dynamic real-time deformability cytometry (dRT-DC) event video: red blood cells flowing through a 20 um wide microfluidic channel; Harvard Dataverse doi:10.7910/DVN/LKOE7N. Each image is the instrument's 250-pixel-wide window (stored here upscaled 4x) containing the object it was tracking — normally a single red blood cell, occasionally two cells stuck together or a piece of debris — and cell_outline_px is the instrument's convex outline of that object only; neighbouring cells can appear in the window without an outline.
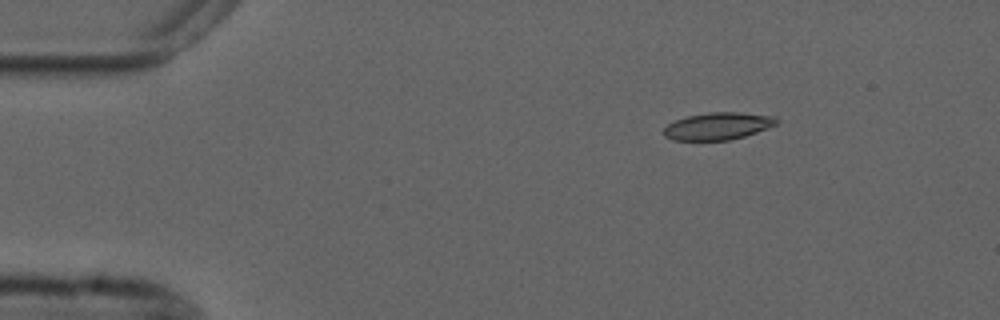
{"species": "common noctule bat (a hibernating species)", "species_latin": "Nyctalus noctula", "temperature_condition": "cold", "stored_images_in_passage": 4, "camera_frame_rate_fps": 3000, "um_per_image_px": 0.085, "animal": {"sex": "male", "forearm_length_mm": 52.5}, "frame": {"image": 1, "passage_image": 2, "time_ms": 1.0, "image_size_px": [1000, 320], "cell_outline_px": [[780, 120], [776, 124], [756, 132], [744, 136], [728, 140], [672, 140], [664, 136], [664, 128], [668, 124], [676, 120], [688, 116], [708, 112], [736, 112], [776, 116]], "centroid_in_image_um": [61.03, 10.71], "position_along_channel_um": 24.0, "area_um2": 17.8}}